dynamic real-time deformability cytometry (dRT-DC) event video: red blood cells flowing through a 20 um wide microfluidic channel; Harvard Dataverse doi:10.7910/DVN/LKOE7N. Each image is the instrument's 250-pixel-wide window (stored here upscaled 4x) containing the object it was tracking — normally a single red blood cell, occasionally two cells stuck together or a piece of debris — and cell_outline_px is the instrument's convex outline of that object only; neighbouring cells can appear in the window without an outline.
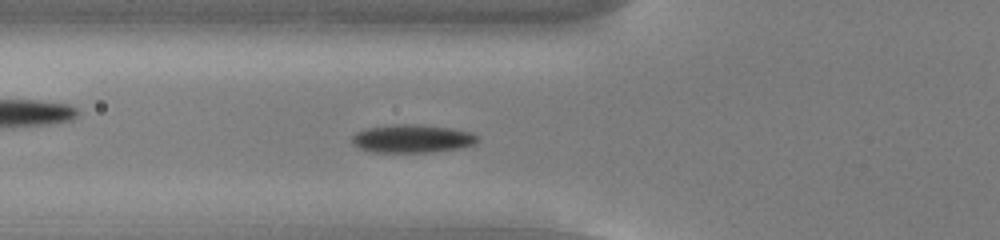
{"species": "common noctule bat (a hibernating species)", "species_latin": "Nyctalus noctula", "temperature_condition": "cold", "stored_images_in_passage": 48, "camera_frame_rate_fps": 3000, "um_per_image_px": 0.085, "animal": {"sex": "male", "body_mass_g": 13.0, "forearm_length_mm": 53.1}, "frame": {"image": 1, "passage_image": 13, "time_ms": 4.0, "image_size_px": [1000, 240], "cell_outline_px": [[480, 140], [476, 144], [460, 148], [432, 152], [368, 152], [352, 144], [352, 136], [356, 132], [368, 128], [396, 124], [420, 124], [452, 128], [472, 132], [480, 136]], "centroid_in_image_um": [35.09, 11.78], "position_along_channel_um": 90.7, "area_um2": 20.92}}
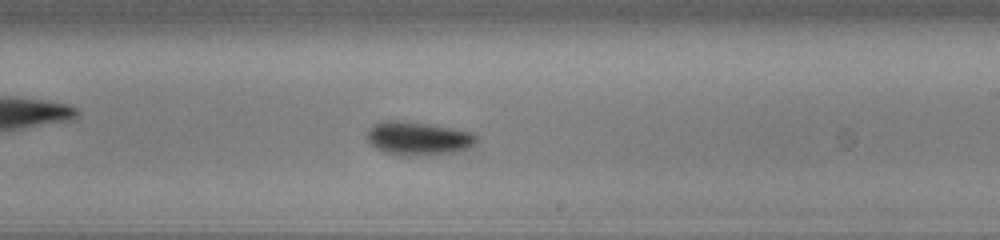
{"frame": {"image": 2, "passage_image": 26, "time_ms": 8.333, "image_size_px": [1000, 240], "cell_outline_px": [[480, 140], [476, 144], [460, 152], [408, 156], [400, 156], [384, 152], [368, 144], [364, 136], [368, 128], [372, 124], [380, 120], [400, 120], [428, 124], [452, 128], [472, 132]], "centroid_in_image_um": [35.49, 11.76], "position_along_channel_um": 253.5, "area_um2": 22.02}}
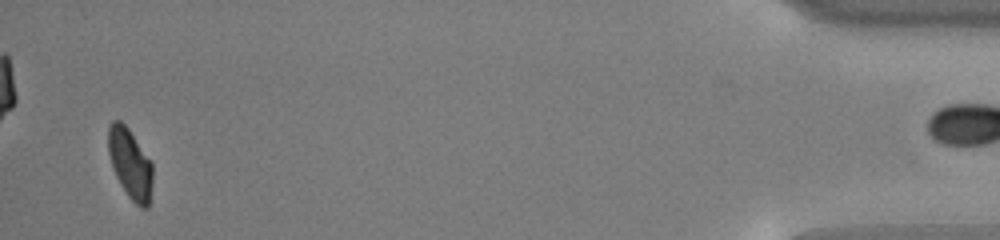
{"frame": {"image": 3, "passage_image": 46, "time_ms": 15.0, "image_size_px": [1000, 240], "cell_outline_px": [[152, 184], [148, 208], [140, 208], [128, 196], [120, 184], [112, 168], [108, 152], [108, 124], [112, 120], [120, 120], [128, 128], [152, 160]], "centroid_in_image_um": [11.06, 13.89], "position_along_channel_um": 424.1, "area_um2": 18.38}, "authors_computed_cell_mechanics": {"area_um2": 19.652, "velocity_mm_per_s": 3.7576, "shape_relaxation_time_tau1_ms": 2.3445, "shape_relaxation_time_tau2_ms": null, "deformation_change_tau1": 0.1216, "deformation_change_tau2": null}}